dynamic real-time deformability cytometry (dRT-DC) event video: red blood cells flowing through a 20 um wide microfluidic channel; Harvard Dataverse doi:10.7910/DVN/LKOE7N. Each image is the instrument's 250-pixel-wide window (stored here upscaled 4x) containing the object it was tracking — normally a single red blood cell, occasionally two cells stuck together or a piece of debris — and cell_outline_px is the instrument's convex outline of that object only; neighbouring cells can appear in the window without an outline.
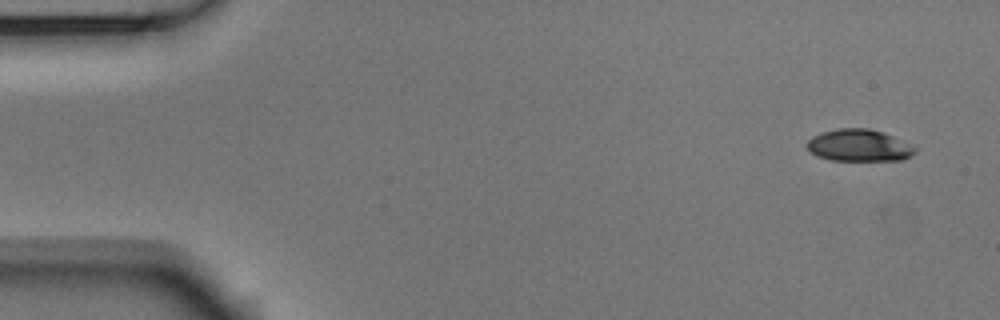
{"species": "Egyptian fruit bat (a non-hibernating species)", "species_latin": "Rousettus aegyptiacus", "temperature_condition": "room temperature", "stored_images_in_passage": 52, "camera_frame_rate_fps": 3000, "um_per_image_px": 0.085, "animal": {"sex": "male"}, "frame": {"image": 1, "passage_image": 1, "time_ms": 0.0, "image_size_px": [1000, 320], "cell_outline_px": [[916, 152], [912, 156], [900, 160], [832, 160], [816, 156], [804, 144], [812, 136], [820, 132], [836, 128], [868, 128], [892, 136], [916, 148]], "centroid_in_image_um": [72.96, 12.36], "position_along_channel_um": 12.0, "area_um2": 20.06}}
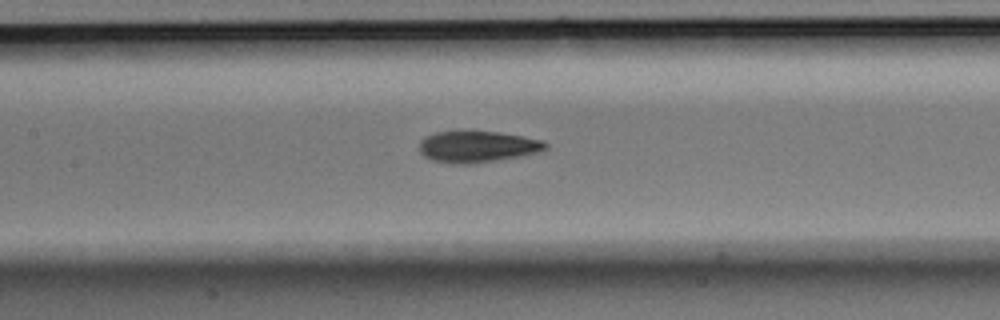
{"frame": {"image": 2, "passage_image": 23, "time_ms": 7.333, "image_size_px": [1000, 320], "cell_outline_px": [[548, 148], [540, 152], [520, 156], [496, 160], [468, 164], [452, 164], [432, 160], [424, 156], [420, 152], [420, 140], [424, 136], [436, 132], [496, 132], [544, 140], [548, 144]], "centroid_in_image_um": [40.58, 12.48], "position_along_channel_um": 166.8, "area_um2": 22.95}}
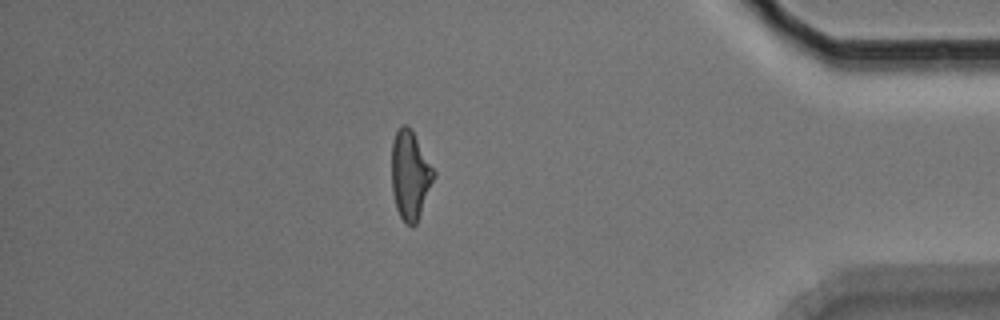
{"frame": {"image": 3, "passage_image": 45, "time_ms": 14.667, "image_size_px": [1000, 320], "cell_outline_px": [[436, 176], [416, 224], [412, 228], [400, 216], [396, 208], [392, 192], [392, 140], [396, 132], [404, 124], [408, 124], [412, 128], [436, 172]], "centroid_in_image_um": [34.88, 14.86], "position_along_channel_um": 400.3, "area_um2": 22.02}, "authors_computed_cell_mechanics": {"area_um2": 22.1374, "velocity_mm_per_s": 3.7035, "shape_relaxation_time_tau1_ms": 4.6391, "shape_relaxation_time_tau2_ms": 2.444, "deformation_change_tau1": 0.1674, "deformation_change_tau2": 0.1057}}